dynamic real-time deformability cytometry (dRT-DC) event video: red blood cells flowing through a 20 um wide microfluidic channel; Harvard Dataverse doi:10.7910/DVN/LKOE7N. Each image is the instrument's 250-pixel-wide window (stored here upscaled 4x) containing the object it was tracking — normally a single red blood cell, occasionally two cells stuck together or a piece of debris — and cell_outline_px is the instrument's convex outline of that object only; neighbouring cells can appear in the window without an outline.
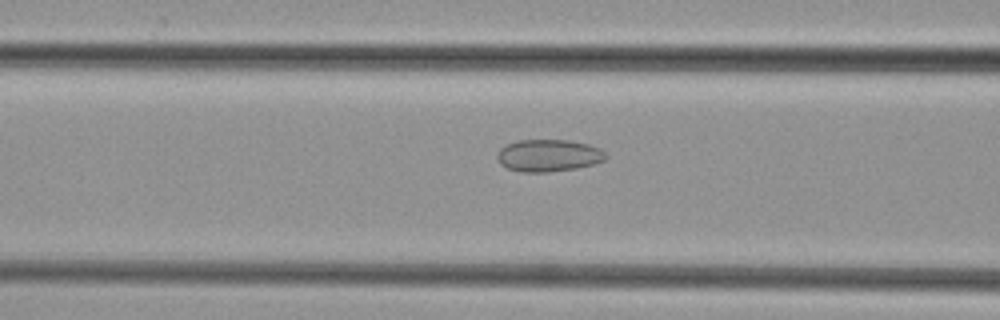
{"species": "common noctule bat (a hibernating species)", "species_latin": "Nyctalus noctula", "temperature_condition": "cold", "stored_images_in_passage": 32, "camera_frame_rate_fps": 3000, "um_per_image_px": 0.085, "animal": {"sex": "female", "body_mass_g": 29.2, "forearm_length_mm": 56.3}, "frame": {"image": 1, "passage_image": 5, "time_ms": 1.333, "image_size_px": [1000, 320], "cell_outline_px": [[608, 156], [604, 160], [592, 164], [576, 168], [548, 172], [520, 172], [508, 168], [500, 164], [496, 156], [496, 152], [500, 148], [516, 140], [568, 140], [588, 144], [600, 148]], "centroid_in_image_um": [46.59, 13.21], "position_along_channel_um": 120.0, "area_um2": 20.4}}
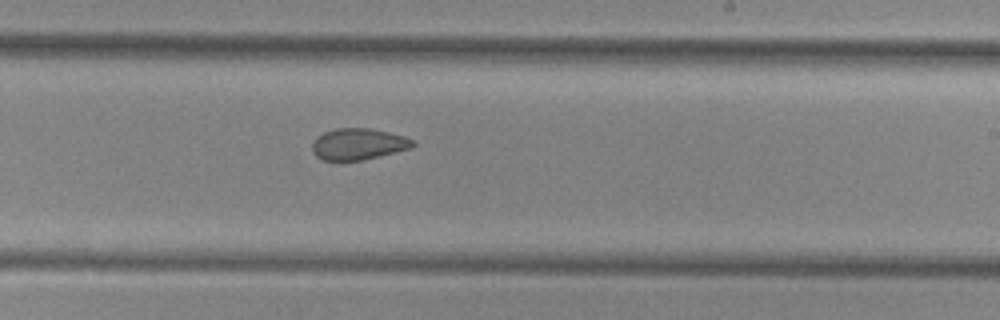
{"frame": {"image": 2, "passage_image": 15, "time_ms": 4.667, "image_size_px": [1000, 320], "cell_outline_px": [[416, 144], [408, 148], [396, 152], [364, 160], [320, 160], [312, 152], [312, 144], [316, 136], [324, 132], [336, 128], [368, 128], [388, 132], [404, 136], [416, 140]], "centroid_in_image_um": [30.44, 12.24], "position_along_channel_um": 258.6, "area_um2": 18.5}}
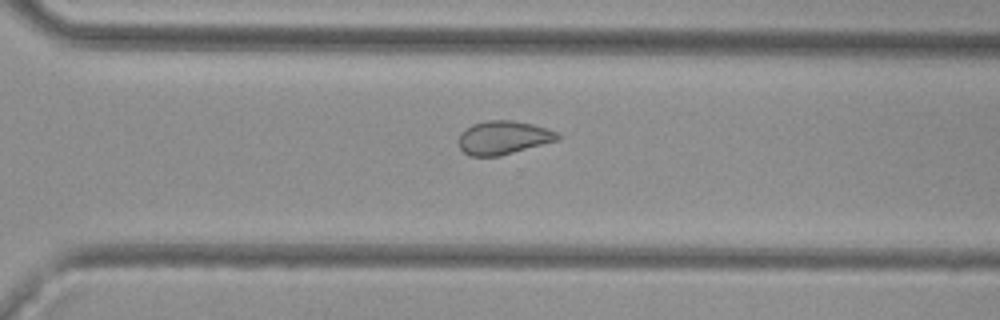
{"frame": {"image": 3, "passage_image": 20, "time_ms": 6.333, "image_size_px": [1000, 320], "cell_outline_px": [[560, 140], [500, 156], [468, 156], [460, 148], [460, 132], [472, 124], [488, 120], [512, 120], [532, 124], [556, 132], [560, 136]], "centroid_in_image_um": [42.79, 11.7], "position_along_channel_um": 327.8, "area_um2": 19.31}}